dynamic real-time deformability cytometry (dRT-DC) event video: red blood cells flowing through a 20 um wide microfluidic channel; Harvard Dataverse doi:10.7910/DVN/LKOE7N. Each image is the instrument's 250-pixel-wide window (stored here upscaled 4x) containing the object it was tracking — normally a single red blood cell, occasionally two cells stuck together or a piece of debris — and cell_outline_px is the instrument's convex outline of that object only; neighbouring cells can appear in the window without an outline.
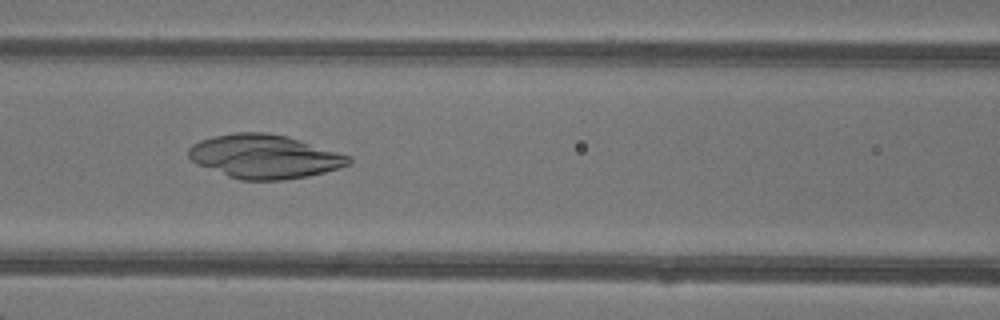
{"species": "common noctule bat (a hibernating species)", "species_latin": "Nyctalus noctula", "temperature_condition": "warm", "stored_images_in_passage": 37, "camera_frame_rate_fps": 3000, "um_per_image_px": 0.085, "animal": {"sex": "female"}, "frame": {"image": 1, "passage_image": 11, "time_ms": 3.333, "image_size_px": [1000, 320], "cell_outline_px": [[352, 160], [348, 164], [340, 168], [308, 176], [280, 180], [240, 180], [228, 176], [196, 164], [188, 156], [188, 148], [192, 144], [200, 140], [212, 136], [236, 132], [264, 132], [288, 136], [352, 156]], "centroid_in_image_um": [22.47, 13.3], "position_along_channel_um": 144.1, "area_um2": 40.98}}
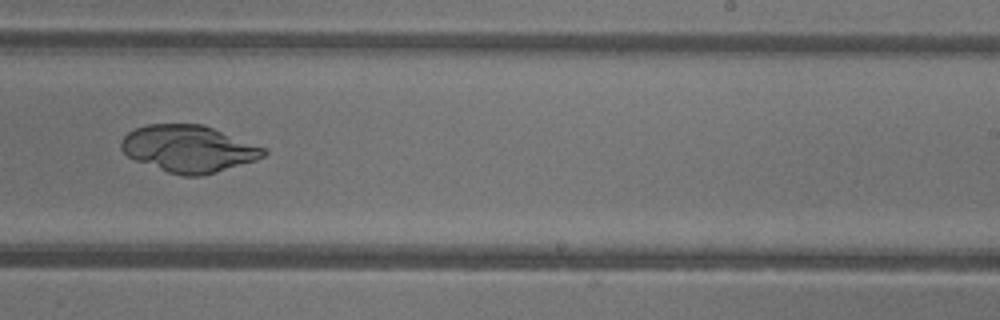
{"frame": {"image": 2, "passage_image": 20, "time_ms": 6.333, "image_size_px": [1000, 320], "cell_outline_px": [[268, 152], [264, 156], [256, 160], [216, 172], [200, 176], [184, 176], [168, 172], [136, 160], [128, 156], [120, 148], [120, 140], [128, 132], [136, 128], [148, 124], [200, 124], [212, 128], [268, 148]], "centroid_in_image_um": [16.05, 12.64], "position_along_channel_um": 273.0, "area_um2": 38.78}}
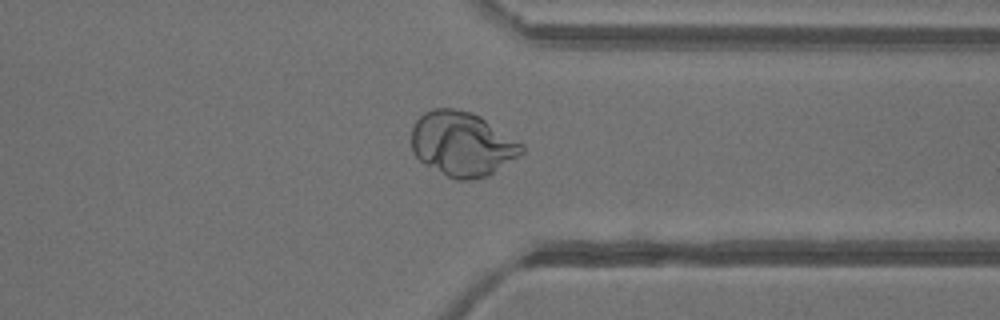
{"frame": {"image": 3, "passage_image": 27, "time_ms": 8.667, "image_size_px": [1000, 320], "cell_outline_px": [[524, 152], [488, 176], [468, 180], [456, 180], [424, 164], [412, 152], [412, 128], [416, 120], [424, 112], [432, 108], [452, 108], [472, 112], [480, 116], [524, 144]], "centroid_in_image_um": [39.28, 12.23], "position_along_channel_um": 372.1, "area_um2": 41.38}}